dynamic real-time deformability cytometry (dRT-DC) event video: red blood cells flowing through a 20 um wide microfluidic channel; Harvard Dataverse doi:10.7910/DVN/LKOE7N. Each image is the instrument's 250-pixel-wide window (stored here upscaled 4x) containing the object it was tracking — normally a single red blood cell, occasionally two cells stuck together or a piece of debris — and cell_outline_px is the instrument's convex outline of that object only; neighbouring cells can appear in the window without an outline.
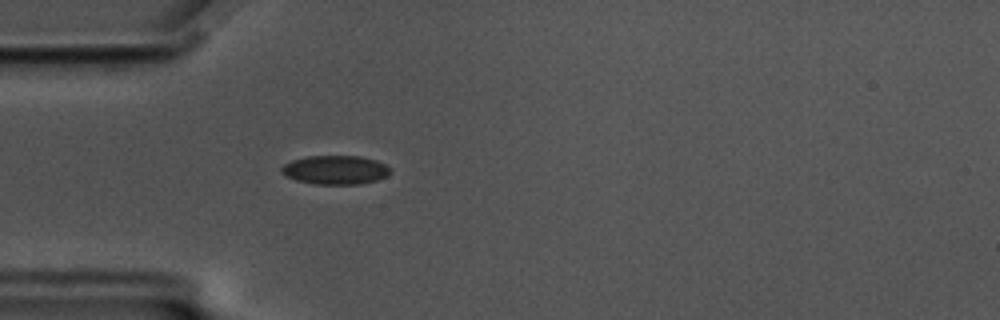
{"species": "common noctule bat (a hibernating species)", "species_latin": "Nyctalus noctula", "temperature_condition": "cold", "stored_images_in_passage": 58, "camera_frame_rate_fps": 3000, "um_per_image_px": 0.085, "animal": {"sex": "male", "body_mass_g": 17.5, "forearm_length_mm": 52.3}, "frame": {"image": 1, "passage_image": 17, "time_ms": 5.333, "image_size_px": [1000, 320], "cell_outline_px": [[392, 172], [376, 180], [360, 184], [312, 184], [296, 180], [284, 176], [280, 172], [280, 168], [284, 164], [292, 160], [304, 156], [360, 156], [376, 160], [392, 168]], "centroid_in_image_um": [28.47, 14.44], "position_along_channel_um": 56.5, "area_um2": 18.5}}
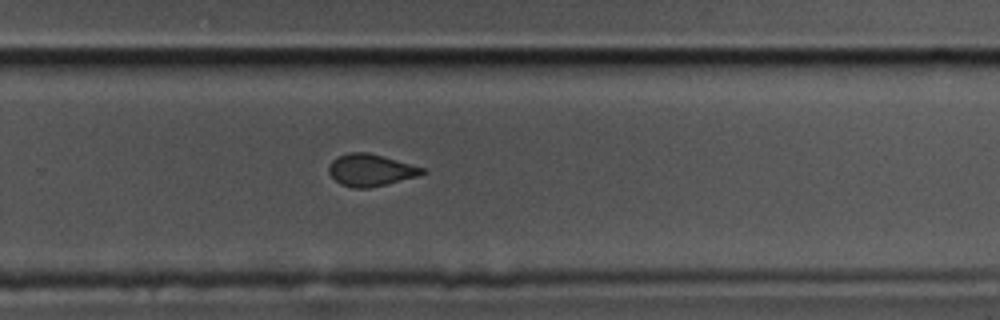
{"frame": {"image": 2, "passage_image": 38, "time_ms": 12.333, "image_size_px": [1000, 320], "cell_outline_px": [[428, 172], [416, 176], [388, 184], [368, 188], [352, 188], [340, 184], [328, 172], [328, 168], [332, 160], [336, 156], [348, 152], [368, 152], [424, 168]], "centroid_in_image_um": [31.47, 14.46], "position_along_channel_um": 298.3, "area_um2": 17.4}}
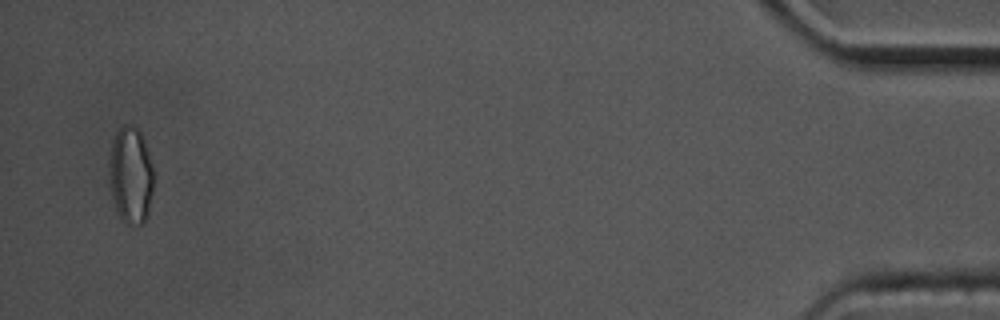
{"frame": {"image": 3, "passage_image": 56, "time_ms": 18.333, "image_size_px": [1000, 320], "cell_outline_px": [[152, 192], [148, 216], [144, 224], [124, 224], [116, 212], [112, 196], [108, 164], [112, 140], [120, 124], [132, 124], [140, 132], [144, 140], [152, 168]], "centroid_in_image_um": [11.09, 14.9], "position_along_channel_um": 424.1, "area_um2": 25.32}, "authors_computed_cell_mechanics": {"area_um2": 18.2648, "velocity_mm_per_s": 3.514, "shape_relaxation_time_tau1_ms": null, "shape_relaxation_time_tau2_ms": 1.9183, "deformation_change_tau1": null, "deformation_change_tau2": 0.0551}}